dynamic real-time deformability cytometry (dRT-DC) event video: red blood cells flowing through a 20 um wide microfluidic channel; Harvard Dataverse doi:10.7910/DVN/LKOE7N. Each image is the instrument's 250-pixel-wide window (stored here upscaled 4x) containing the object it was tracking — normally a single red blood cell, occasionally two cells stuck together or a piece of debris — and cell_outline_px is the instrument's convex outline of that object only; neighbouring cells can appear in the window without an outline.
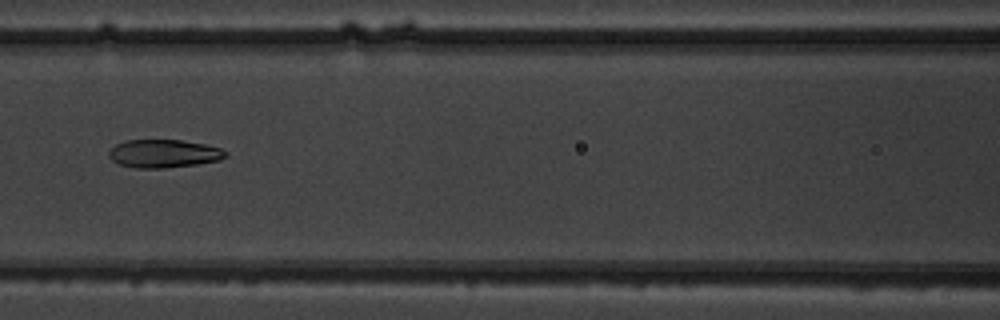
{"species": "common noctule bat (a hibernating species)", "species_latin": "Nyctalus noctula", "temperature_condition": "warm", "stored_images_in_passage": 9, "camera_frame_rate_fps": 3000, "um_per_image_px": 0.085, "animal": {"sex": "male", "body_mass_g": 19.5, "forearm_length_mm": 54.6}, "frame": {"image": 1, "passage_image": 7, "time_ms": 8.0, "image_size_px": [1000, 320], "cell_outline_px": [[228, 156], [220, 160], [196, 164], [164, 168], [136, 168], [120, 164], [112, 160], [108, 156], [108, 152], [116, 144], [124, 140], [180, 140], [204, 144], [220, 148], [228, 152]], "centroid_in_image_um": [13.92, 13.05], "position_along_channel_um": 152.7, "area_um2": 19.13}}
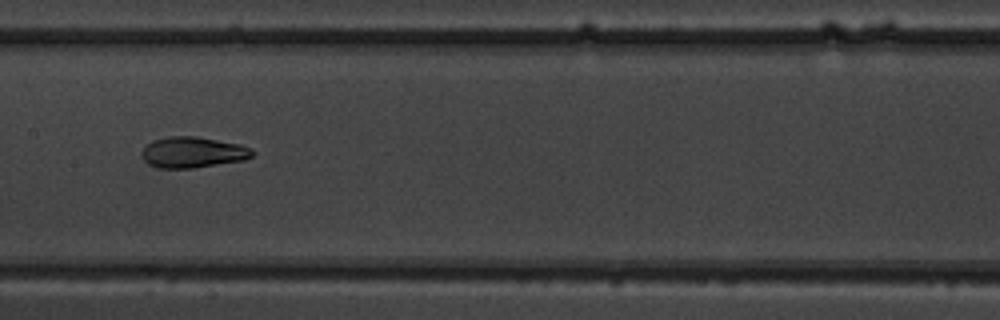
{"frame": {"image": 2, "passage_image": 8, "time_ms": 9.0, "image_size_px": [1000, 320], "cell_outline_px": [[256, 152], [252, 156], [244, 160], [192, 168], [156, 168], [148, 164], [144, 160], [140, 152], [152, 140], [168, 136], [196, 136], [240, 144], [252, 148]], "centroid_in_image_um": [16.39, 12.94], "position_along_channel_um": 191.0, "area_um2": 20.06}}
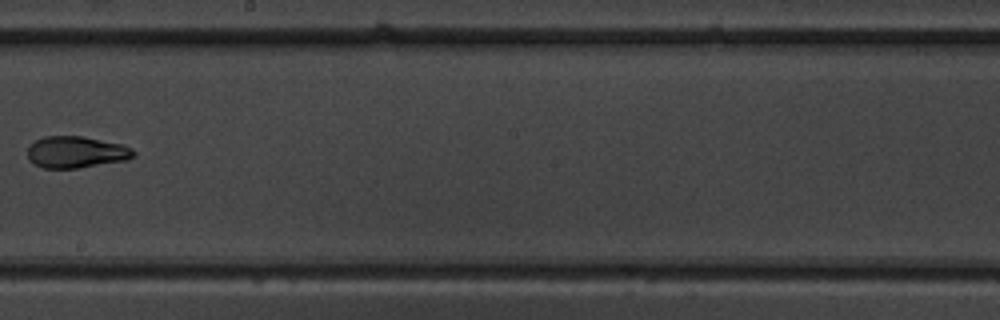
{"frame": {"image": 3, "passage_image": 9, "time_ms": 10.333, "image_size_px": [1000, 320], "cell_outline_px": [[136, 156], [128, 160], [76, 168], [44, 168], [28, 160], [28, 148], [36, 140], [44, 136], [84, 136], [124, 144], [132, 148], [136, 152]], "centroid_in_image_um": [6.53, 12.92], "position_along_channel_um": 241.7, "area_um2": 19.71}}